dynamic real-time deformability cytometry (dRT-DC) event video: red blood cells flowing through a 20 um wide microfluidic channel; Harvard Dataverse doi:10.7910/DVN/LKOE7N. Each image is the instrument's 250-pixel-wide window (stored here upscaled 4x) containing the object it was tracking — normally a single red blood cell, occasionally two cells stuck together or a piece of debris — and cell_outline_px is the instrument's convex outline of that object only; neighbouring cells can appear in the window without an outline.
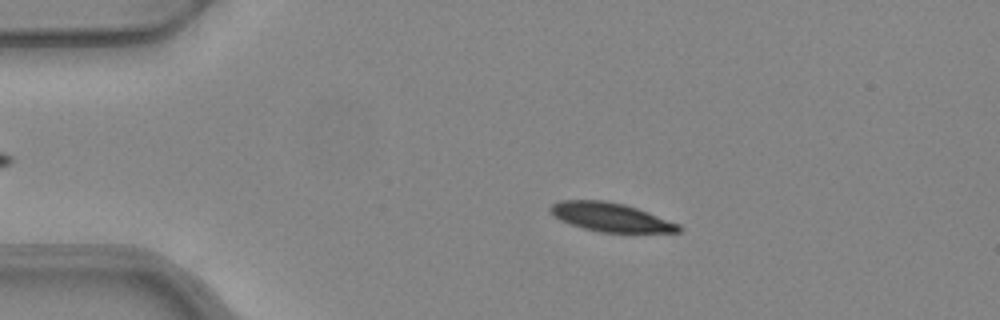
{"species": "common noctule bat (a hibernating species)", "species_latin": "Nyctalus noctula", "temperature_condition": "warm", "stored_images_in_passage": 12, "camera_frame_rate_fps": 3000, "um_per_image_px": 0.085, "animal": {"sex": "female", "body_mass_g": 24.6, "forearm_length_mm": 56.2}, "frame": {"image": 1, "passage_image": 10, "time_ms": 3.0, "image_size_px": [1000, 320], "cell_outline_px": [[684, 228], [680, 232], [600, 232], [584, 228], [560, 220], [548, 208], [552, 204], [560, 200], [604, 200], [624, 204], [648, 212], [680, 224]], "centroid_in_image_um": [51.94, 18.45], "position_along_channel_um": 33.1, "area_um2": 21.33}}